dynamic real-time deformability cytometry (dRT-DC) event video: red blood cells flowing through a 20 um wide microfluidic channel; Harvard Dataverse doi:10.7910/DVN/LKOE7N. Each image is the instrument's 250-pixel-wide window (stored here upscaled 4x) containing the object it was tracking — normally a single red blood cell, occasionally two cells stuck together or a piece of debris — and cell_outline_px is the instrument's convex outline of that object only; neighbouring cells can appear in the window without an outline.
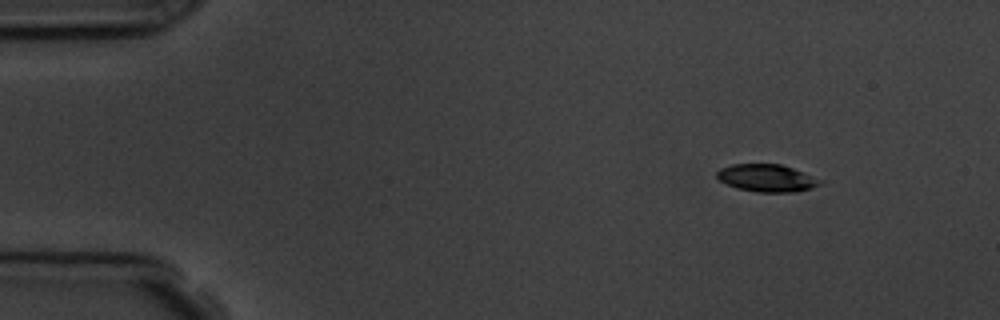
{"species": "common noctule bat (a hibernating species)", "species_latin": "Nyctalus noctula", "temperature_condition": "room temperature", "stored_images_in_passage": 4, "camera_frame_rate_fps": 3000, "um_per_image_px": 0.085, "animal": {"sex": "male", "body_mass_g": 19.5, "forearm_length_mm": 54.6}, "frame": {"image": 1, "passage_image": 1, "time_ms": 0.0, "image_size_px": [1000, 320], "cell_outline_px": [[824, 184], [812, 188], [796, 192], [756, 192], [736, 188], [720, 180], [716, 176], [716, 172], [720, 168], [732, 164], [780, 164], [792, 168], [824, 180]], "centroid_in_image_um": [65.21, 15.14], "position_along_channel_um": 19.8, "area_um2": 16.65}}
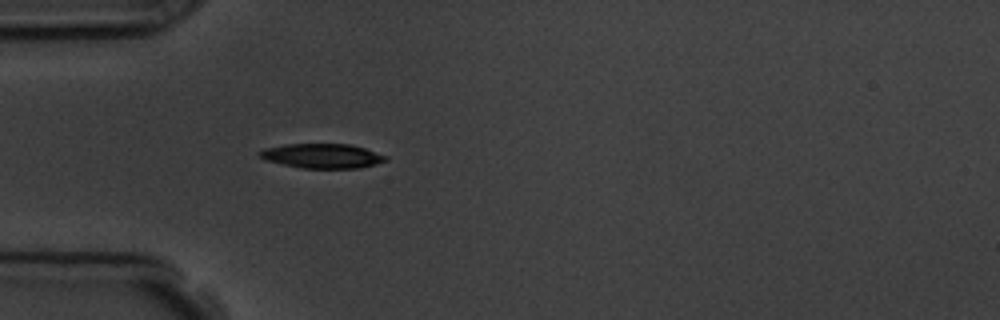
{"frame": {"image": 2, "passage_image": 4, "time_ms": 3.333, "image_size_px": [1000, 320], "cell_outline_px": [[388, 160], [376, 164], [360, 168], [300, 168], [264, 160], [260, 156], [260, 152], [264, 148], [284, 144], [352, 144], [388, 156]], "centroid_in_image_um": [27.41, 13.25], "position_along_channel_um": 57.6, "area_um2": 18.09}}